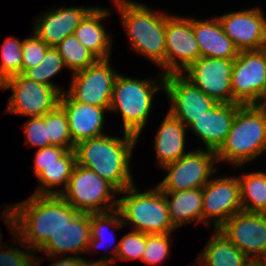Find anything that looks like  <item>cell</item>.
<instances>
[{
    "instance_id": "e575fe53",
    "label": "cell",
    "mask_w": 266,
    "mask_h": 266,
    "mask_svg": "<svg viewBox=\"0 0 266 266\" xmlns=\"http://www.w3.org/2000/svg\"><path fill=\"white\" fill-rule=\"evenodd\" d=\"M22 42L18 38L8 36L2 45L0 84L7 78L22 74Z\"/></svg>"
},
{
    "instance_id": "836d02e7",
    "label": "cell",
    "mask_w": 266,
    "mask_h": 266,
    "mask_svg": "<svg viewBox=\"0 0 266 266\" xmlns=\"http://www.w3.org/2000/svg\"><path fill=\"white\" fill-rule=\"evenodd\" d=\"M111 226L112 227L114 226L115 228H121V229L124 226L123 221L121 219L120 212L117 209L109 211V212H104V213H90L91 241L89 242L87 253L88 251L90 252L93 251L94 248L98 250V248L105 245L103 243H105V241L107 242V238H108V236L106 237L107 234L105 235V233H108L106 231H108L107 230L108 227L109 229H111Z\"/></svg>"
},
{
    "instance_id": "3957f363",
    "label": "cell",
    "mask_w": 266,
    "mask_h": 266,
    "mask_svg": "<svg viewBox=\"0 0 266 266\" xmlns=\"http://www.w3.org/2000/svg\"><path fill=\"white\" fill-rule=\"evenodd\" d=\"M131 48L161 67L165 76L166 13L153 12L146 5L128 0H114Z\"/></svg>"
},
{
    "instance_id": "74e56055",
    "label": "cell",
    "mask_w": 266,
    "mask_h": 266,
    "mask_svg": "<svg viewBox=\"0 0 266 266\" xmlns=\"http://www.w3.org/2000/svg\"><path fill=\"white\" fill-rule=\"evenodd\" d=\"M23 125L26 144H29V146L32 147L38 146L39 149L49 146L45 115L30 117V119Z\"/></svg>"
},
{
    "instance_id": "ba28073f",
    "label": "cell",
    "mask_w": 266,
    "mask_h": 266,
    "mask_svg": "<svg viewBox=\"0 0 266 266\" xmlns=\"http://www.w3.org/2000/svg\"><path fill=\"white\" fill-rule=\"evenodd\" d=\"M216 152L202 148L191 150L177 161L162 167L168 175L157 185L161 191H185L203 188L217 171Z\"/></svg>"
},
{
    "instance_id": "b9f144b4",
    "label": "cell",
    "mask_w": 266,
    "mask_h": 266,
    "mask_svg": "<svg viewBox=\"0 0 266 266\" xmlns=\"http://www.w3.org/2000/svg\"><path fill=\"white\" fill-rule=\"evenodd\" d=\"M258 108L262 109L266 112V87L264 89V92L262 93L260 99L255 104Z\"/></svg>"
},
{
    "instance_id": "7c38bea8",
    "label": "cell",
    "mask_w": 266,
    "mask_h": 266,
    "mask_svg": "<svg viewBox=\"0 0 266 266\" xmlns=\"http://www.w3.org/2000/svg\"><path fill=\"white\" fill-rule=\"evenodd\" d=\"M165 44V75L182 74L200 57L192 18L166 13Z\"/></svg>"
},
{
    "instance_id": "83f0119b",
    "label": "cell",
    "mask_w": 266,
    "mask_h": 266,
    "mask_svg": "<svg viewBox=\"0 0 266 266\" xmlns=\"http://www.w3.org/2000/svg\"><path fill=\"white\" fill-rule=\"evenodd\" d=\"M243 211L266 213V173L251 172L237 177Z\"/></svg>"
},
{
    "instance_id": "cb8c5ba5",
    "label": "cell",
    "mask_w": 266,
    "mask_h": 266,
    "mask_svg": "<svg viewBox=\"0 0 266 266\" xmlns=\"http://www.w3.org/2000/svg\"><path fill=\"white\" fill-rule=\"evenodd\" d=\"M158 128L154 140V148L157 163L161 167L177 161L190 152L187 151L185 153L184 151L186 144V126L180 120L168 112Z\"/></svg>"
},
{
    "instance_id": "30bf717a",
    "label": "cell",
    "mask_w": 266,
    "mask_h": 266,
    "mask_svg": "<svg viewBox=\"0 0 266 266\" xmlns=\"http://www.w3.org/2000/svg\"><path fill=\"white\" fill-rule=\"evenodd\" d=\"M113 70L109 59H98L72 73V83L65 92L76 102L105 107L109 111L114 82L119 74Z\"/></svg>"
},
{
    "instance_id": "e0dca14e",
    "label": "cell",
    "mask_w": 266,
    "mask_h": 266,
    "mask_svg": "<svg viewBox=\"0 0 266 266\" xmlns=\"http://www.w3.org/2000/svg\"><path fill=\"white\" fill-rule=\"evenodd\" d=\"M218 19L239 51L266 48V17L259 7L229 12Z\"/></svg>"
},
{
    "instance_id": "52a82bcc",
    "label": "cell",
    "mask_w": 266,
    "mask_h": 266,
    "mask_svg": "<svg viewBox=\"0 0 266 266\" xmlns=\"http://www.w3.org/2000/svg\"><path fill=\"white\" fill-rule=\"evenodd\" d=\"M118 193L112 184L94 171L75 164L68 185L60 196L75 210L90 214L117 209L118 199L114 196Z\"/></svg>"
},
{
    "instance_id": "7a4b0ae2",
    "label": "cell",
    "mask_w": 266,
    "mask_h": 266,
    "mask_svg": "<svg viewBox=\"0 0 266 266\" xmlns=\"http://www.w3.org/2000/svg\"><path fill=\"white\" fill-rule=\"evenodd\" d=\"M11 205L16 213V234L35 252L79 213L60 195L33 194Z\"/></svg>"
},
{
    "instance_id": "5bb4252c",
    "label": "cell",
    "mask_w": 266,
    "mask_h": 266,
    "mask_svg": "<svg viewBox=\"0 0 266 266\" xmlns=\"http://www.w3.org/2000/svg\"><path fill=\"white\" fill-rule=\"evenodd\" d=\"M202 195V223L207 227L213 220L214 228L219 229L234 214L243 210L237 176L210 179L203 186Z\"/></svg>"
},
{
    "instance_id": "d4e9b609",
    "label": "cell",
    "mask_w": 266,
    "mask_h": 266,
    "mask_svg": "<svg viewBox=\"0 0 266 266\" xmlns=\"http://www.w3.org/2000/svg\"><path fill=\"white\" fill-rule=\"evenodd\" d=\"M211 235L196 259L197 266H255L220 230Z\"/></svg>"
},
{
    "instance_id": "f1b7e54d",
    "label": "cell",
    "mask_w": 266,
    "mask_h": 266,
    "mask_svg": "<svg viewBox=\"0 0 266 266\" xmlns=\"http://www.w3.org/2000/svg\"><path fill=\"white\" fill-rule=\"evenodd\" d=\"M8 207V208H7ZM6 209L3 211L2 217L3 220L6 222L5 224L8 225L9 230H11L12 236H14V241H18V245H23L27 251H23L22 249H17L14 247H6V249L0 250V266H39L40 260L33 254V250L29 249L28 246L23 243L21 238L16 234V213L12 205L7 206ZM31 254V255H30Z\"/></svg>"
},
{
    "instance_id": "6da1fadb",
    "label": "cell",
    "mask_w": 266,
    "mask_h": 266,
    "mask_svg": "<svg viewBox=\"0 0 266 266\" xmlns=\"http://www.w3.org/2000/svg\"><path fill=\"white\" fill-rule=\"evenodd\" d=\"M122 138L102 135L83 140L74 147L76 164L88 168L119 192L134 185L131 157L138 136L124 132Z\"/></svg>"
},
{
    "instance_id": "d6986e66",
    "label": "cell",
    "mask_w": 266,
    "mask_h": 266,
    "mask_svg": "<svg viewBox=\"0 0 266 266\" xmlns=\"http://www.w3.org/2000/svg\"><path fill=\"white\" fill-rule=\"evenodd\" d=\"M59 106L65 111L72 142L77 143L104 135L105 107L74 101L66 92L61 94Z\"/></svg>"
},
{
    "instance_id": "603a6c76",
    "label": "cell",
    "mask_w": 266,
    "mask_h": 266,
    "mask_svg": "<svg viewBox=\"0 0 266 266\" xmlns=\"http://www.w3.org/2000/svg\"><path fill=\"white\" fill-rule=\"evenodd\" d=\"M110 14L106 8L93 7L81 20L74 31L79 42L90 50L98 59H109L111 52V36L102 25L104 18Z\"/></svg>"
},
{
    "instance_id": "d6a6232c",
    "label": "cell",
    "mask_w": 266,
    "mask_h": 266,
    "mask_svg": "<svg viewBox=\"0 0 266 266\" xmlns=\"http://www.w3.org/2000/svg\"><path fill=\"white\" fill-rule=\"evenodd\" d=\"M49 146H60L68 150L74 149L75 144L69 130L65 111L58 105L45 115Z\"/></svg>"
},
{
    "instance_id": "ab89813d",
    "label": "cell",
    "mask_w": 266,
    "mask_h": 266,
    "mask_svg": "<svg viewBox=\"0 0 266 266\" xmlns=\"http://www.w3.org/2000/svg\"><path fill=\"white\" fill-rule=\"evenodd\" d=\"M83 259V257L79 258L77 256L63 257V259H58L49 266H80Z\"/></svg>"
},
{
    "instance_id": "8992f818",
    "label": "cell",
    "mask_w": 266,
    "mask_h": 266,
    "mask_svg": "<svg viewBox=\"0 0 266 266\" xmlns=\"http://www.w3.org/2000/svg\"><path fill=\"white\" fill-rule=\"evenodd\" d=\"M158 75L161 76L160 84L153 79L141 80L117 75L109 111L121 113L123 132L138 137L141 134L149 120L155 92L164 88V75L162 72Z\"/></svg>"
},
{
    "instance_id": "7bdbcfd3",
    "label": "cell",
    "mask_w": 266,
    "mask_h": 266,
    "mask_svg": "<svg viewBox=\"0 0 266 266\" xmlns=\"http://www.w3.org/2000/svg\"><path fill=\"white\" fill-rule=\"evenodd\" d=\"M257 266H266V255L265 257L259 262Z\"/></svg>"
},
{
    "instance_id": "44dd1931",
    "label": "cell",
    "mask_w": 266,
    "mask_h": 266,
    "mask_svg": "<svg viewBox=\"0 0 266 266\" xmlns=\"http://www.w3.org/2000/svg\"><path fill=\"white\" fill-rule=\"evenodd\" d=\"M90 241V214L79 212L65 227L50 235L36 252H44L49 260L61 253L85 254Z\"/></svg>"
},
{
    "instance_id": "4fadbf2b",
    "label": "cell",
    "mask_w": 266,
    "mask_h": 266,
    "mask_svg": "<svg viewBox=\"0 0 266 266\" xmlns=\"http://www.w3.org/2000/svg\"><path fill=\"white\" fill-rule=\"evenodd\" d=\"M233 65L234 59L199 57L182 75L216 102L233 103Z\"/></svg>"
},
{
    "instance_id": "5b68a950",
    "label": "cell",
    "mask_w": 266,
    "mask_h": 266,
    "mask_svg": "<svg viewBox=\"0 0 266 266\" xmlns=\"http://www.w3.org/2000/svg\"><path fill=\"white\" fill-rule=\"evenodd\" d=\"M119 193L125 194L117 204L124 225L130 224L133 230L147 235L169 234L176 229L170 220L166 197L157 186L140 193L134 184Z\"/></svg>"
},
{
    "instance_id": "7402d4cb",
    "label": "cell",
    "mask_w": 266,
    "mask_h": 266,
    "mask_svg": "<svg viewBox=\"0 0 266 266\" xmlns=\"http://www.w3.org/2000/svg\"><path fill=\"white\" fill-rule=\"evenodd\" d=\"M192 28L200 49V57L235 59L239 49L224 33L218 16L210 20L192 18Z\"/></svg>"
},
{
    "instance_id": "9a60e30c",
    "label": "cell",
    "mask_w": 266,
    "mask_h": 266,
    "mask_svg": "<svg viewBox=\"0 0 266 266\" xmlns=\"http://www.w3.org/2000/svg\"><path fill=\"white\" fill-rule=\"evenodd\" d=\"M220 230L255 265L266 255V218L261 213L240 211Z\"/></svg>"
},
{
    "instance_id": "8d00e7d4",
    "label": "cell",
    "mask_w": 266,
    "mask_h": 266,
    "mask_svg": "<svg viewBox=\"0 0 266 266\" xmlns=\"http://www.w3.org/2000/svg\"><path fill=\"white\" fill-rule=\"evenodd\" d=\"M49 48L35 33H33V37L24 38L22 42V73L26 69L37 66Z\"/></svg>"
},
{
    "instance_id": "f35d334b",
    "label": "cell",
    "mask_w": 266,
    "mask_h": 266,
    "mask_svg": "<svg viewBox=\"0 0 266 266\" xmlns=\"http://www.w3.org/2000/svg\"><path fill=\"white\" fill-rule=\"evenodd\" d=\"M67 148L60 146H47L37 149L34 159V173L36 176L43 171L44 167L56 163V160L61 158L66 152Z\"/></svg>"
},
{
    "instance_id": "d590c367",
    "label": "cell",
    "mask_w": 266,
    "mask_h": 266,
    "mask_svg": "<svg viewBox=\"0 0 266 266\" xmlns=\"http://www.w3.org/2000/svg\"><path fill=\"white\" fill-rule=\"evenodd\" d=\"M169 234H146V247L142 254L141 261L148 265H158L164 262L170 253Z\"/></svg>"
},
{
    "instance_id": "ffe728a7",
    "label": "cell",
    "mask_w": 266,
    "mask_h": 266,
    "mask_svg": "<svg viewBox=\"0 0 266 266\" xmlns=\"http://www.w3.org/2000/svg\"><path fill=\"white\" fill-rule=\"evenodd\" d=\"M241 105L217 102L188 128L202 140L206 150L217 152L224 144L236 111Z\"/></svg>"
},
{
    "instance_id": "1f68e13d",
    "label": "cell",
    "mask_w": 266,
    "mask_h": 266,
    "mask_svg": "<svg viewBox=\"0 0 266 266\" xmlns=\"http://www.w3.org/2000/svg\"><path fill=\"white\" fill-rule=\"evenodd\" d=\"M145 247H146V234L132 230L131 232L124 235V237H122V239L118 242V244H116V246H114V248L112 249V253L116 257L112 256L111 258V256L109 257L108 254L106 253V255H104L98 260L106 261L113 266H116L112 263L115 262L117 259L126 260V261L136 260V259L141 260Z\"/></svg>"
},
{
    "instance_id": "9c48e42d",
    "label": "cell",
    "mask_w": 266,
    "mask_h": 266,
    "mask_svg": "<svg viewBox=\"0 0 266 266\" xmlns=\"http://www.w3.org/2000/svg\"><path fill=\"white\" fill-rule=\"evenodd\" d=\"M0 89H11L12 95L5 113L36 117L44 116L58 105L61 93L50 86L27 79L22 74L7 78Z\"/></svg>"
},
{
    "instance_id": "ee69618b",
    "label": "cell",
    "mask_w": 266,
    "mask_h": 266,
    "mask_svg": "<svg viewBox=\"0 0 266 266\" xmlns=\"http://www.w3.org/2000/svg\"><path fill=\"white\" fill-rule=\"evenodd\" d=\"M1 232H0V238H2V236H1ZM1 244L3 245V243H0V248H3L2 246H1Z\"/></svg>"
},
{
    "instance_id": "60d3db41",
    "label": "cell",
    "mask_w": 266,
    "mask_h": 266,
    "mask_svg": "<svg viewBox=\"0 0 266 266\" xmlns=\"http://www.w3.org/2000/svg\"><path fill=\"white\" fill-rule=\"evenodd\" d=\"M80 266H113L111 264H109L106 261H100V260H96V261H86L85 259L82 260Z\"/></svg>"
},
{
    "instance_id": "277c9868",
    "label": "cell",
    "mask_w": 266,
    "mask_h": 266,
    "mask_svg": "<svg viewBox=\"0 0 266 266\" xmlns=\"http://www.w3.org/2000/svg\"><path fill=\"white\" fill-rule=\"evenodd\" d=\"M266 152V112L255 104L241 105L235 114L217 161L235 166L249 163Z\"/></svg>"
},
{
    "instance_id": "484cf974",
    "label": "cell",
    "mask_w": 266,
    "mask_h": 266,
    "mask_svg": "<svg viewBox=\"0 0 266 266\" xmlns=\"http://www.w3.org/2000/svg\"><path fill=\"white\" fill-rule=\"evenodd\" d=\"M162 192L166 197L170 220L175 228L194 221L196 224H202V188Z\"/></svg>"
},
{
    "instance_id": "4dcf8cb0",
    "label": "cell",
    "mask_w": 266,
    "mask_h": 266,
    "mask_svg": "<svg viewBox=\"0 0 266 266\" xmlns=\"http://www.w3.org/2000/svg\"><path fill=\"white\" fill-rule=\"evenodd\" d=\"M65 64L60 56L58 50L54 47H50L41 62L30 69H26L22 75L29 80L34 82H38L44 84L46 86L53 87L57 89L61 94L65 92V90L60 89L55 83H53L51 78L56 76L58 72L61 71V68H64Z\"/></svg>"
},
{
    "instance_id": "f546056e",
    "label": "cell",
    "mask_w": 266,
    "mask_h": 266,
    "mask_svg": "<svg viewBox=\"0 0 266 266\" xmlns=\"http://www.w3.org/2000/svg\"><path fill=\"white\" fill-rule=\"evenodd\" d=\"M62 57L65 67L73 73L85 69L94 64L98 58L85 46H83L75 35L65 37L56 47Z\"/></svg>"
},
{
    "instance_id": "4316f807",
    "label": "cell",
    "mask_w": 266,
    "mask_h": 266,
    "mask_svg": "<svg viewBox=\"0 0 266 266\" xmlns=\"http://www.w3.org/2000/svg\"><path fill=\"white\" fill-rule=\"evenodd\" d=\"M76 164L74 149L68 150L56 163L44 167L37 177L39 185L34 195H60L67 187L71 173ZM64 185L63 189H53ZM52 187V188H51Z\"/></svg>"
},
{
    "instance_id": "2e32d148",
    "label": "cell",
    "mask_w": 266,
    "mask_h": 266,
    "mask_svg": "<svg viewBox=\"0 0 266 266\" xmlns=\"http://www.w3.org/2000/svg\"><path fill=\"white\" fill-rule=\"evenodd\" d=\"M164 91L171 105L168 112L186 127L217 103L182 74L165 75Z\"/></svg>"
},
{
    "instance_id": "ac0fdd59",
    "label": "cell",
    "mask_w": 266,
    "mask_h": 266,
    "mask_svg": "<svg viewBox=\"0 0 266 266\" xmlns=\"http://www.w3.org/2000/svg\"><path fill=\"white\" fill-rule=\"evenodd\" d=\"M93 7H53L40 15L33 32L49 47H56L65 37L73 35L81 20Z\"/></svg>"
},
{
    "instance_id": "8fae6325",
    "label": "cell",
    "mask_w": 266,
    "mask_h": 266,
    "mask_svg": "<svg viewBox=\"0 0 266 266\" xmlns=\"http://www.w3.org/2000/svg\"><path fill=\"white\" fill-rule=\"evenodd\" d=\"M233 104H256L266 87V48L241 50L234 59Z\"/></svg>"
}]
</instances>
